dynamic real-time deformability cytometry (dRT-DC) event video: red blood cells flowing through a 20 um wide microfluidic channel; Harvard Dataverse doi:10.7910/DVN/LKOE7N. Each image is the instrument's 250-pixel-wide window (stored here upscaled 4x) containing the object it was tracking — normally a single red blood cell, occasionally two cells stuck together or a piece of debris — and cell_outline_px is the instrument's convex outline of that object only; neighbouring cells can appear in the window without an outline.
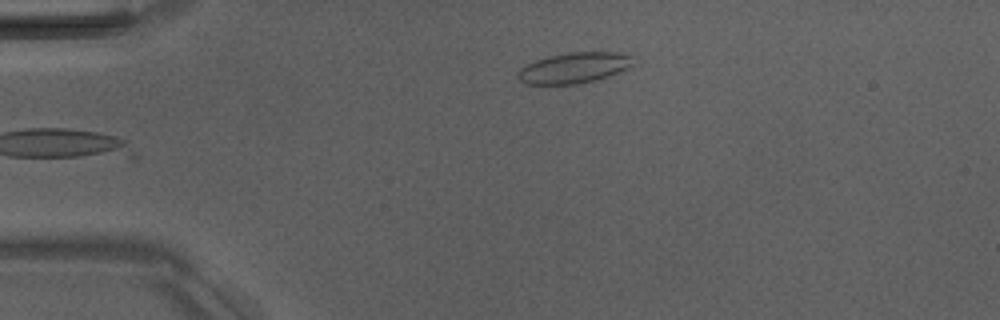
{"species": "Egyptian fruit bat (a non-hibernating species)", "species_latin": "Rousettus aegyptiacus", "temperature_condition": "room temperature", "stored_images_in_passage": 5, "camera_frame_rate_fps": 3000, "um_per_image_px": 0.085, "animal": {"sex": "male"}, "frame": {"image": 1, "passage_image": 5, "time_ms": 5.667, "image_size_px": [1000, 320], "cell_outline_px": [[632, 64], [628, 68], [608, 76], [596, 80], [576, 84], [524, 84], [516, 76], [516, 72], [520, 68], [536, 60], [548, 56], [572, 52], [620, 52], [632, 56]], "centroid_in_image_um": [48.77, 5.77], "position_along_channel_um": 36.2, "area_um2": 20.58}}